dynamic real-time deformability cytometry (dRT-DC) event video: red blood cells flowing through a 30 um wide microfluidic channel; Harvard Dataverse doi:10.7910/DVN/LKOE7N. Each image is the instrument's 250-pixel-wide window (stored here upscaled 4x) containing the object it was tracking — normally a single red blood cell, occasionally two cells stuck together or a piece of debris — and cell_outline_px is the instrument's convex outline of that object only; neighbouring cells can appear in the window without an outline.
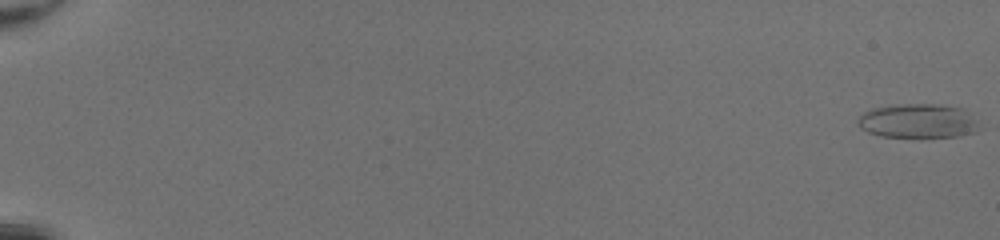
{"species": "common noctule bat (a hibernating species)", "species_latin": "Nyctalus noctula", "temperature_condition": "room temperature", "stored_images_in_passage": 52, "camera_frame_rate_fps": 3000, "um_per_image_px": 0.085, "animal": {"sex": "female", "body_mass_g": 20.0, "forearm_length_mm": 54.0}, "frame": {"image": 1, "passage_image": 1, "time_ms": 0.0, "image_size_px": [1000, 240], "cell_outline_px": [[980, 128], [976, 132], [960, 136], [880, 136], [868, 132], [860, 128], [856, 124], [856, 120], [864, 112], [872, 108], [892, 104], [940, 104], [964, 108], [976, 120]], "centroid_in_image_um": [78.02, 10.26], "position_along_channel_um": 7.0, "area_um2": 24.33}}
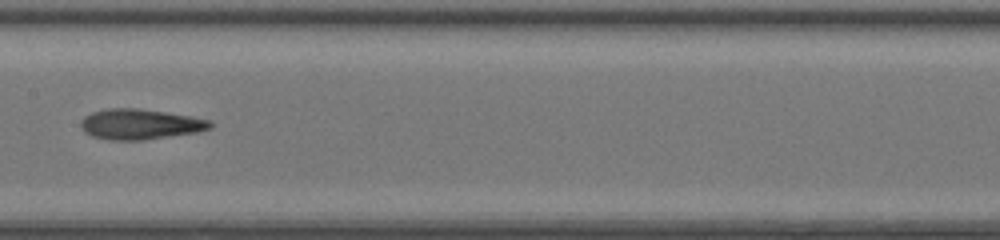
{"frame": {"image": 2, "passage_image": 30, "time_ms": 9.667, "image_size_px": [1000, 240], "cell_outline_px": [[212, 128], [196, 132], [144, 140], [108, 140], [92, 136], [84, 132], [80, 128], [80, 120], [84, 116], [92, 112], [108, 108], [140, 108], [192, 116], [212, 120]], "centroid_in_image_um": [11.89, 10.55], "position_along_channel_um": 195.5, "area_um2": 23.18}}
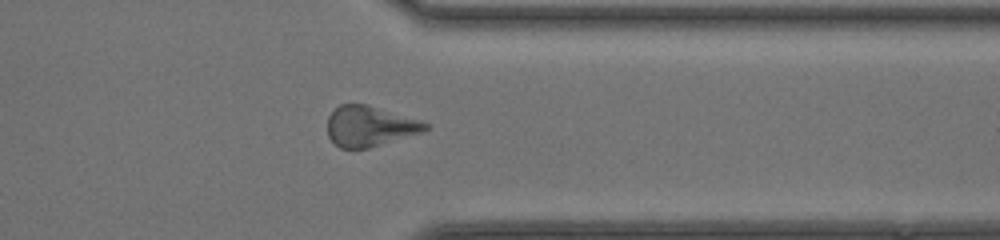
{"frame": {"image": 3, "passage_image": 43, "time_ms": 14.0, "image_size_px": [1000, 240], "cell_outline_px": [[432, 128], [420, 132], [368, 148], [340, 148], [328, 136], [328, 116], [340, 104], [368, 104], [420, 120], [428, 124]], "centroid_in_image_um": [31.42, 10.71], "position_along_channel_um": 380.0, "area_um2": 22.77}, "authors_computed_cell_mechanics": {"area_um2": 23.4379, "velocity_mm_per_s": 4.3008, "shape_relaxation_time_tau1_ms": 6.2026, "shape_relaxation_time_tau2_ms": 2.9309, "deformation_change_tau1": 0.1576, "deformation_change_tau2": 0.131}}